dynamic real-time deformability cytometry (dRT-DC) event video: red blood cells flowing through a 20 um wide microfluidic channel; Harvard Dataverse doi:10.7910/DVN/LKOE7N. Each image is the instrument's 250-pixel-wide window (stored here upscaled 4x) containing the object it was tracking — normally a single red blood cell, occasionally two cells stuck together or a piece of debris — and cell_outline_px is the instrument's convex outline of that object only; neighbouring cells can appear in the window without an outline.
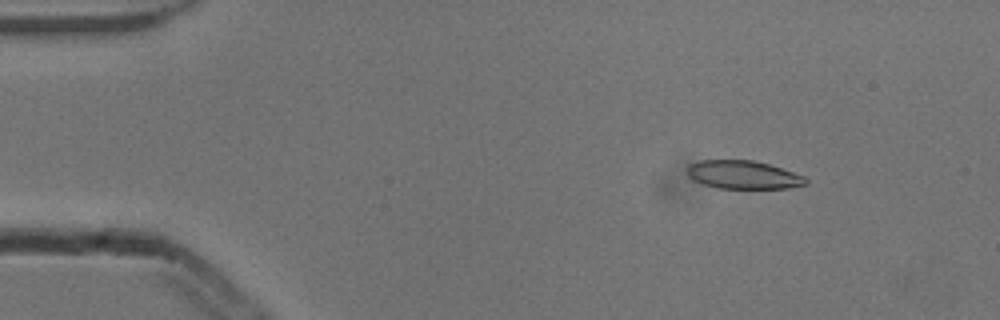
{"species": "common noctule bat (a hibernating species)", "species_latin": "Nyctalus noctula", "temperature_condition": "cold", "stored_images_in_passage": 3, "camera_frame_rate_fps": 3000, "um_per_image_px": 0.085, "animal": {"sex": "male", "body_mass_g": 13.3}, "frame": {"image": 1, "passage_image": 1, "time_ms": 0.0, "image_size_px": [1000, 320], "cell_outline_px": [[808, 184], [792, 188], [720, 188], [704, 184], [692, 180], [688, 176], [688, 164], [700, 160], [752, 160], [768, 164], [804, 176], [808, 180]], "centroid_in_image_um": [63.18, 14.86], "position_along_channel_um": 21.8, "area_um2": 19.48}}
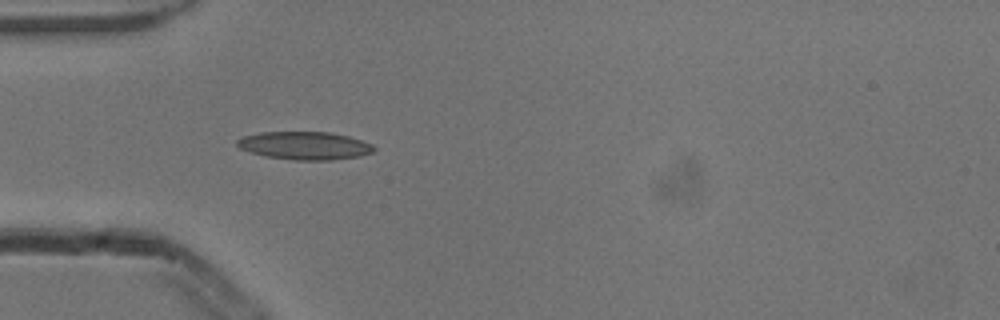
{"frame": {"image": 2, "passage_image": 3, "time_ms": 0.667, "image_size_px": [1000, 320], "cell_outline_px": [[376, 152], [360, 156], [332, 160], [292, 160], [264, 156], [240, 148], [236, 144], [236, 140], [244, 136], [260, 132], [332, 132], [348, 136], [372, 144], [376, 148]], "centroid_in_image_um": [25.93, 12.38], "position_along_channel_um": 59.1, "area_um2": 22.43}}